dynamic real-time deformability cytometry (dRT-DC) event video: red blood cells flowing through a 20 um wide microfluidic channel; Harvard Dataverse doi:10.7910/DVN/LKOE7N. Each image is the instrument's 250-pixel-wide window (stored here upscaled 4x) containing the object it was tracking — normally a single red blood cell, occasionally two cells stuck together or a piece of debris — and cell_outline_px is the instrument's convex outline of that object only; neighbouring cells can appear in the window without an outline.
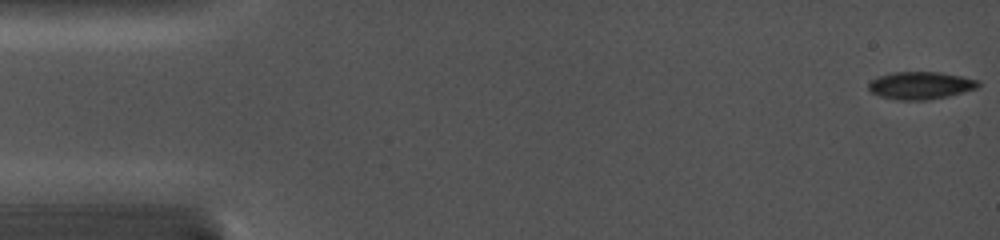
{"species": "common noctule bat (a hibernating species)", "species_latin": "Nyctalus noctula", "temperature_condition": "cold", "stored_images_in_passage": 16, "camera_frame_rate_fps": 5000, "um_per_image_px": 0.085, "animal": {"sex": "female", "body_mass_g": 19.0, "forearm_length_mm": 56.7}, "frame": {"image": 1, "passage_image": 1, "time_ms": 0.0, "image_size_px": [1000, 240], "cell_outline_px": [[980, 84], [976, 88], [948, 96], [928, 100], [896, 100], [880, 96], [868, 92], [868, 84], [876, 76], [892, 72], [940, 72], [980, 80]], "centroid_in_image_um": [78.2, 7.26], "position_along_channel_um": 6.8, "area_um2": 17.74}}
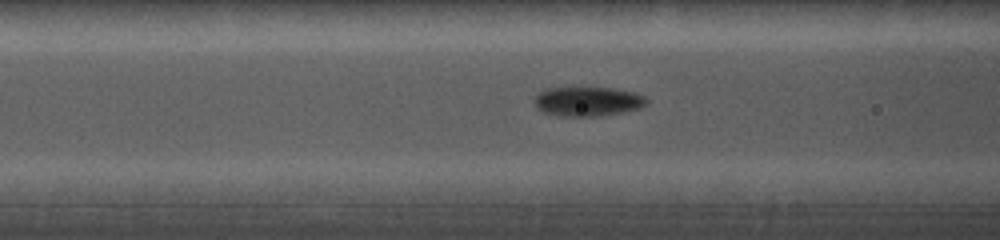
{"frame": {"image": 2, "passage_image": 14, "time_ms": 6.2, "image_size_px": [1000, 240], "cell_outline_px": [[648, 104], [640, 108], [624, 112], [600, 116], [556, 116], [544, 112], [536, 108], [536, 92], [544, 88], [612, 88], [636, 92], [644, 96], [648, 100]], "centroid_in_image_um": [49.97, 8.62], "position_along_channel_um": 116.6, "area_um2": 19.42}}
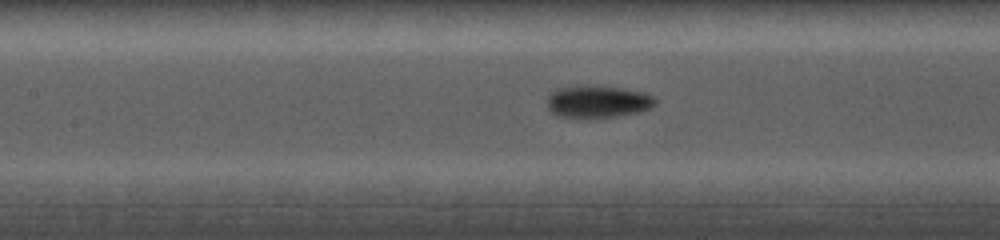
{"frame": {"image": 3, "passage_image": 16, "time_ms": 7.2, "image_size_px": [1000, 240], "cell_outline_px": [[656, 104], [652, 108], [640, 112], [616, 116], [588, 120], [556, 116], [548, 108], [548, 92], [556, 88], [580, 84], [620, 88], [644, 92], [652, 96], [656, 100]], "centroid_in_image_um": [50.76, 8.65], "position_along_channel_um": 156.6, "area_um2": 21.15}}